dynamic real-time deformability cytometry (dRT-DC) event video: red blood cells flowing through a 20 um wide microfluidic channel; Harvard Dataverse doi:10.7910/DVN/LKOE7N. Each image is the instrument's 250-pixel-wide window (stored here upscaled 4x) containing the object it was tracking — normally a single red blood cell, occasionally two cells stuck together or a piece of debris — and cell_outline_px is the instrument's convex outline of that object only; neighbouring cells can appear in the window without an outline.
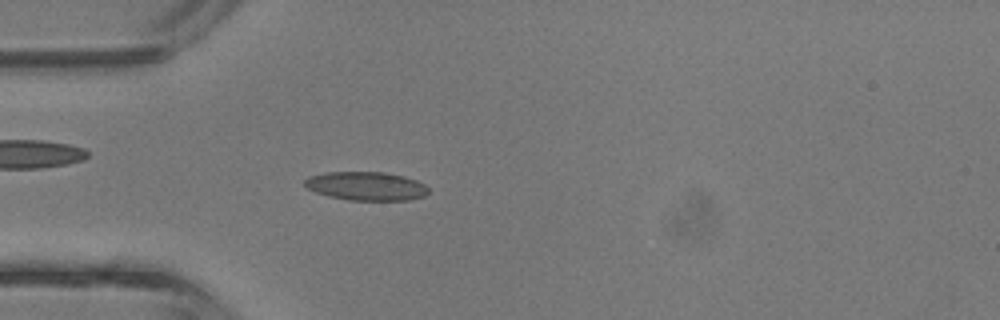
{"species": "common noctule bat (a hibernating species)", "species_latin": "Nyctalus noctula", "temperature_condition": "room temperature", "stored_images_in_passage": 40, "camera_frame_rate_fps": 3000, "um_per_image_px": 0.085, "animal": {"sex": "male", "body_mass_g": 13.3}, "frame": {"image": 1, "passage_image": 11, "time_ms": 3.333, "image_size_px": [1000, 320], "cell_outline_px": [[428, 192], [424, 196], [408, 200], [348, 200], [328, 196], [316, 192], [308, 188], [304, 184], [304, 180], [308, 176], [324, 172], [384, 172], [404, 176], [416, 180], [424, 184], [428, 188]], "centroid_in_image_um": [31.11, 15.81], "position_along_channel_um": 53.9, "area_um2": 20.69}}
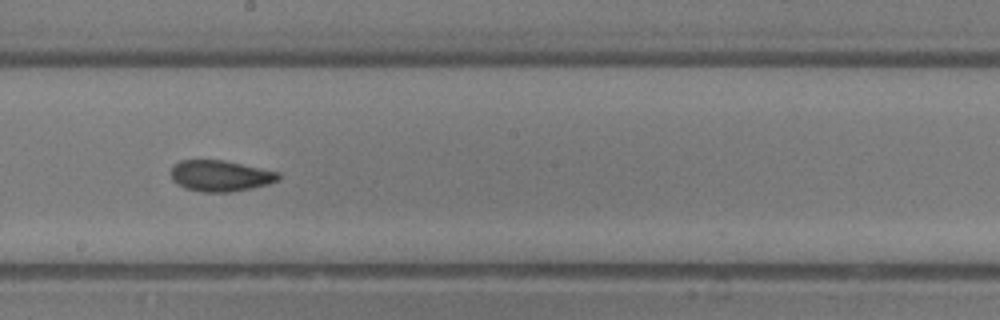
{"frame": {"image": 2, "passage_image": 22, "time_ms": 7.0, "image_size_px": [1000, 320], "cell_outline_px": [[280, 180], [268, 184], [252, 188], [232, 192], [200, 192], [184, 188], [176, 184], [172, 180], [172, 164], [180, 160], [224, 160], [280, 172]], "centroid_in_image_um": [18.73, 14.95], "position_along_channel_um": 229.5, "area_um2": 19.71}}
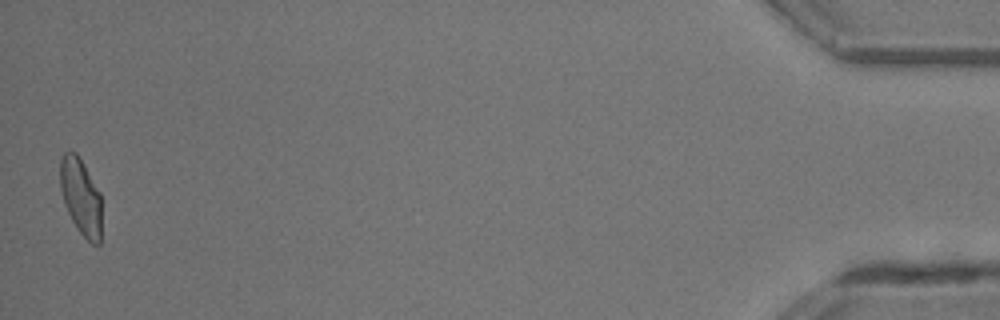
{"frame": {"image": 3, "passage_image": 40, "time_ms": 13.0, "image_size_px": [1000, 320], "cell_outline_px": [[100, 244], [92, 244], [76, 228], [64, 204], [60, 188], [60, 160], [64, 152], [76, 152], [100, 192]], "centroid_in_image_um": [6.85, 16.71], "position_along_channel_um": 428.3, "area_um2": 18.26}, "authors_computed_cell_mechanics": {"area_um2": 19.4497, "velocity_mm_per_s": 4.9629, "shape_relaxation_time_tau1_ms": 4.8663, "shape_relaxation_time_tau2_ms": 1.712, "deformation_change_tau1": 0.1446, "deformation_change_tau2": 0.0679}}